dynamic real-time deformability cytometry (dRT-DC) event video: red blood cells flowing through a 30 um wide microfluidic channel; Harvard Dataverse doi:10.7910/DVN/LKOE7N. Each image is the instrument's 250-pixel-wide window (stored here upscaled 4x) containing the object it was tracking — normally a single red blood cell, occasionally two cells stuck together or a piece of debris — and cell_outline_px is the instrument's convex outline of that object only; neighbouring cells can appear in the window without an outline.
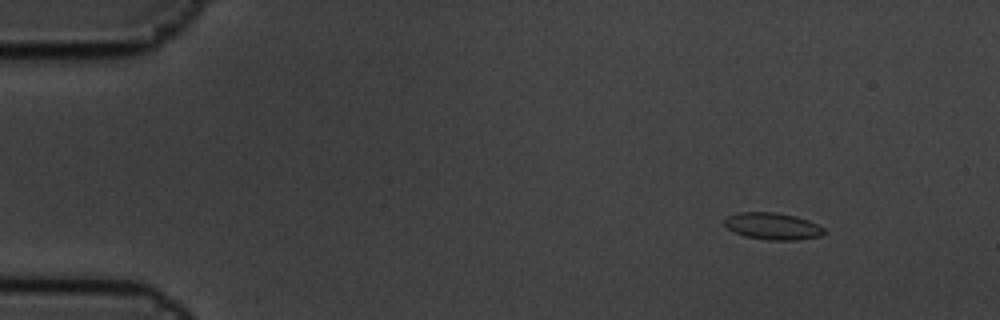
{"species": "common noctule bat (a hibernating species)", "species_latin": "Nyctalus noctula", "temperature_condition": "cold", "stored_images_in_passage": 4, "camera_frame_rate_fps": 3000, "um_per_image_px": 0.085, "animal": {"sex": "male", "body_mass_g": 19.5, "forearm_length_mm": 54.6}, "frame": {"image": 1, "passage_image": 1, "time_ms": 0.0, "image_size_px": [1000, 320], "cell_outline_px": [[824, 232], [820, 236], [796, 240], [768, 240], [744, 236], [732, 232], [724, 224], [724, 220], [728, 216], [736, 212], [776, 212], [796, 216], [808, 220], [824, 228]], "centroid_in_image_um": [65.64, 19.22], "position_along_channel_um": 19.4, "area_um2": 15.66}}
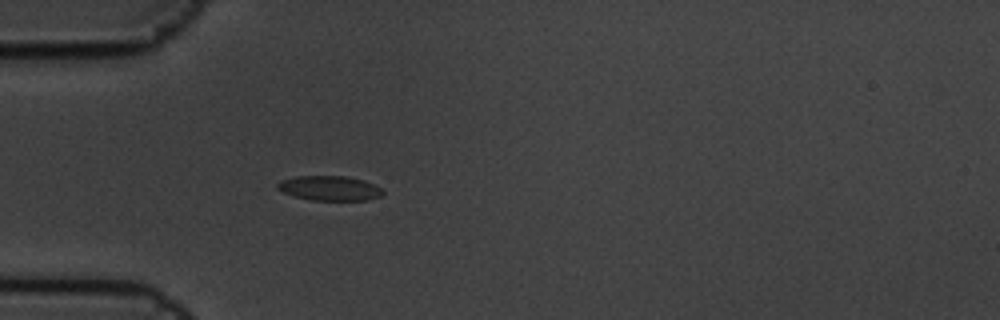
{"frame": {"image": 2, "passage_image": 4, "time_ms": 1.0, "image_size_px": [1000, 320], "cell_outline_px": [[384, 192], [380, 196], [368, 200], [312, 200], [296, 196], [284, 192], [276, 188], [276, 184], [280, 180], [296, 176], [344, 176], [364, 180], [380, 188]], "centroid_in_image_um": [27.99, 15.99], "position_along_channel_um": 57.0, "area_um2": 15.03}}